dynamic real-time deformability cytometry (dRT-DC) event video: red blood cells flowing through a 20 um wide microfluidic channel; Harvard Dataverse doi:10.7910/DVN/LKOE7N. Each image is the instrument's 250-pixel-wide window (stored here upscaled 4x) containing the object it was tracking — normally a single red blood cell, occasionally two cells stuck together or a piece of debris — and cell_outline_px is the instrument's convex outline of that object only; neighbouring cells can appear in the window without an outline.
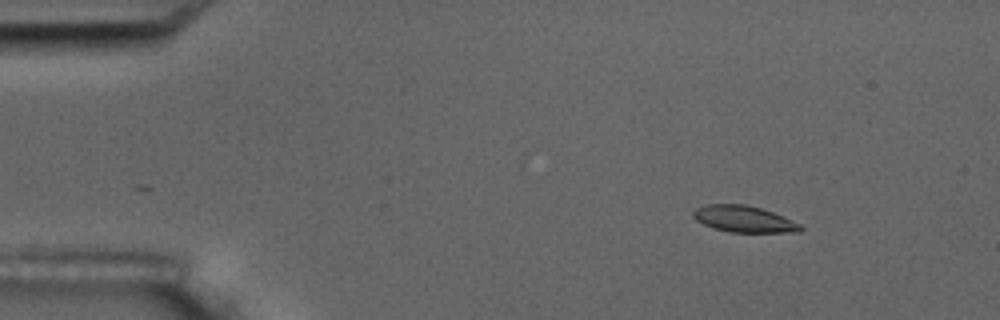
{"species": "common noctule bat (a hibernating species)", "species_latin": "Nyctalus noctula", "temperature_condition": "room temperature", "stored_images_in_passage": 2, "camera_frame_rate_fps": 3000, "um_per_image_px": 0.085, "animal": {"sex": "male", "body_mass_g": 17.5, "forearm_length_mm": 52.3}, "frame": {"image": 1, "passage_image": 2, "time_ms": 2.0, "image_size_px": [1000, 320], "cell_outline_px": [[804, 228], [800, 232], [732, 232], [712, 228], [696, 220], [692, 216], [692, 212], [696, 208], [704, 204], [744, 204], [760, 208], [772, 212], [792, 220], [800, 224]], "centroid_in_image_um": [63.21, 18.61], "position_along_channel_um": 21.8, "area_um2": 16.53}}